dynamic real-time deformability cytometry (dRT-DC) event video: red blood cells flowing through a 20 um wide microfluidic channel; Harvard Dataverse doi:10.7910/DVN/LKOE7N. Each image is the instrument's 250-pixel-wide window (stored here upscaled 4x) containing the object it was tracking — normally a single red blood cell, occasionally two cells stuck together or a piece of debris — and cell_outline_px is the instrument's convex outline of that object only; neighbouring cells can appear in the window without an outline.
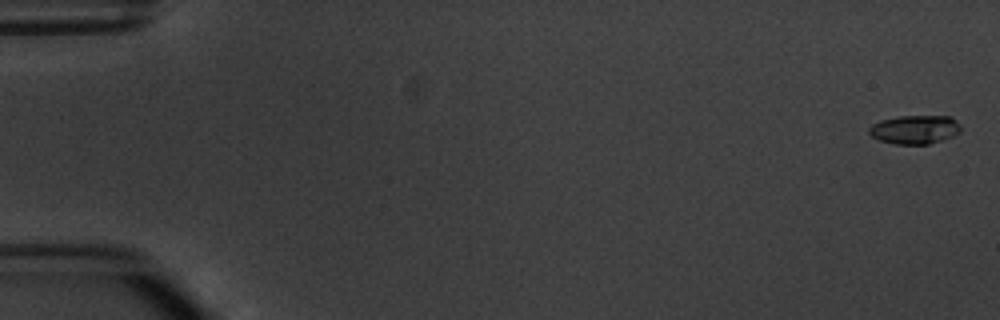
{"species": "common noctule bat (a hibernating species)", "species_latin": "Nyctalus noctula", "temperature_condition": "warm", "stored_images_in_passage": 8, "camera_frame_rate_fps": 3000, "um_per_image_px": 0.085, "animal": {"sex": "male", "body_mass_g": 20.1, "forearm_length_mm": 53.5}, "frame": {"image": 1, "passage_image": 1, "time_ms": 0.0, "image_size_px": [1000, 320], "cell_outline_px": [[960, 132], [952, 136], [928, 144], [896, 144], [880, 140], [872, 136], [868, 132], [868, 128], [872, 124], [880, 120], [900, 116], [948, 116], [956, 120], [960, 124]], "centroid_in_image_um": [77.74, 11.0], "position_along_channel_um": 7.3, "area_um2": 15.26}}
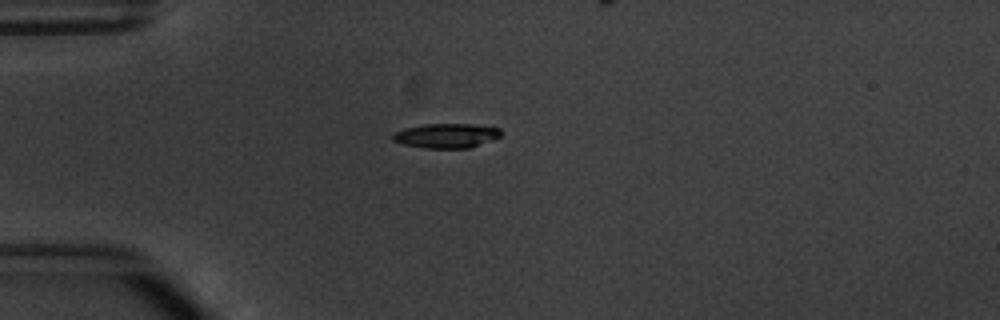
{"frame": {"image": 2, "passage_image": 5, "time_ms": 4.667, "image_size_px": [1000, 320], "cell_outline_px": [[500, 136], [468, 148], [424, 148], [404, 144], [392, 140], [392, 132], [404, 128], [424, 124], [472, 124], [500, 128]], "centroid_in_image_um": [37.87, 11.52], "position_along_channel_um": 47.1, "area_um2": 15.32}}
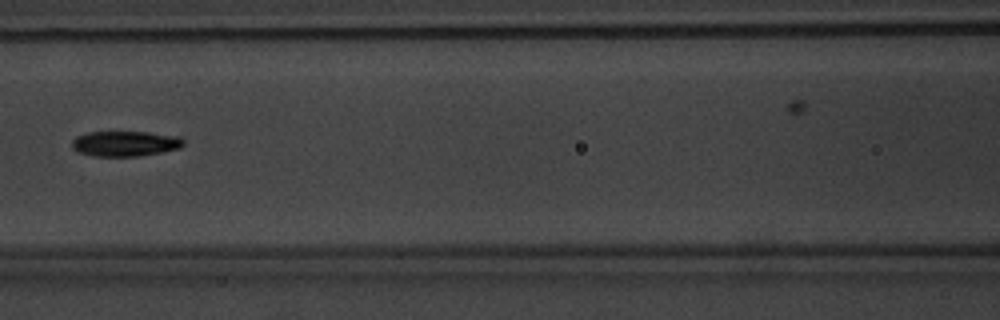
{"frame": {"image": 3, "passage_image": 8, "time_ms": 8.0, "image_size_px": [1000, 320], "cell_outline_px": [[184, 144], [180, 148], [140, 156], [92, 156], [80, 152], [72, 148], [72, 140], [76, 136], [88, 132], [148, 132], [180, 136], [184, 140]], "centroid_in_image_um": [10.65, 12.2], "position_along_channel_um": 156.0, "area_um2": 16.47}}